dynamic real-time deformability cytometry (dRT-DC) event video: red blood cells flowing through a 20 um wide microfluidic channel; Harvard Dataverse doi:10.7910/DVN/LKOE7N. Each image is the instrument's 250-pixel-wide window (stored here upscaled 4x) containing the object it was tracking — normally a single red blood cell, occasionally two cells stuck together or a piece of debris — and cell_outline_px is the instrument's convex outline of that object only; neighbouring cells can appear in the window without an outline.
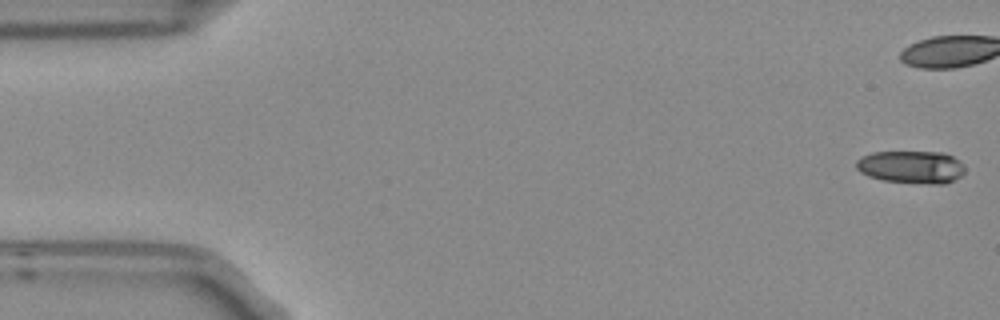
{"species": "Egyptian fruit bat (a non-hibernating species)", "species_latin": "Rousettus aegyptiacus", "temperature_condition": "room temperature", "stored_images_in_passage": 8, "camera_frame_rate_fps": 3000, "um_per_image_px": 0.085, "frame": {"image": 1, "passage_image": 1, "time_ms": 0.0, "image_size_px": [1000, 320], "cell_outline_px": [[964, 172], [960, 176], [944, 184], [932, 184], [880, 180], [868, 176], [860, 172], [856, 168], [856, 160], [860, 156], [872, 152], [944, 152], [952, 156], [964, 164]], "centroid_in_image_um": [77.43, 14.19], "position_along_channel_um": 7.6, "area_um2": 20.81}}
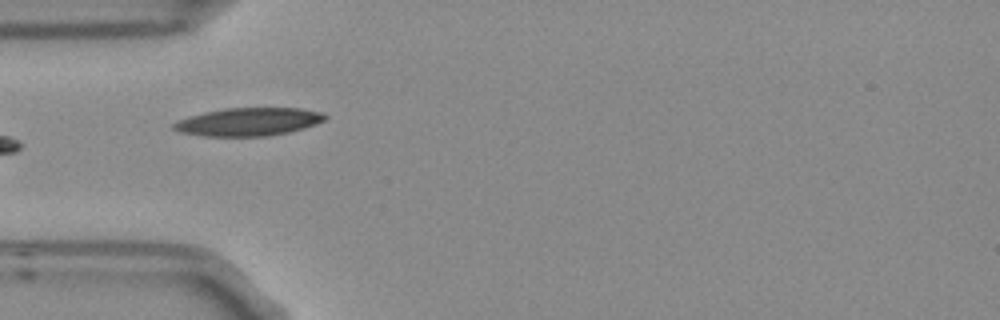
{"frame": {"image": 2, "passage_image": 6, "time_ms": 1.667, "image_size_px": [1000, 320], "cell_outline_px": [[328, 116], [324, 120], [316, 124], [304, 128], [288, 132], [268, 136], [204, 136], [180, 132], [172, 128], [172, 124], [176, 120], [188, 116], [204, 112], [224, 108], [300, 108], [324, 112]], "centroid_in_image_um": [21.11, 10.35], "position_along_channel_um": 63.9, "area_um2": 24.91}}